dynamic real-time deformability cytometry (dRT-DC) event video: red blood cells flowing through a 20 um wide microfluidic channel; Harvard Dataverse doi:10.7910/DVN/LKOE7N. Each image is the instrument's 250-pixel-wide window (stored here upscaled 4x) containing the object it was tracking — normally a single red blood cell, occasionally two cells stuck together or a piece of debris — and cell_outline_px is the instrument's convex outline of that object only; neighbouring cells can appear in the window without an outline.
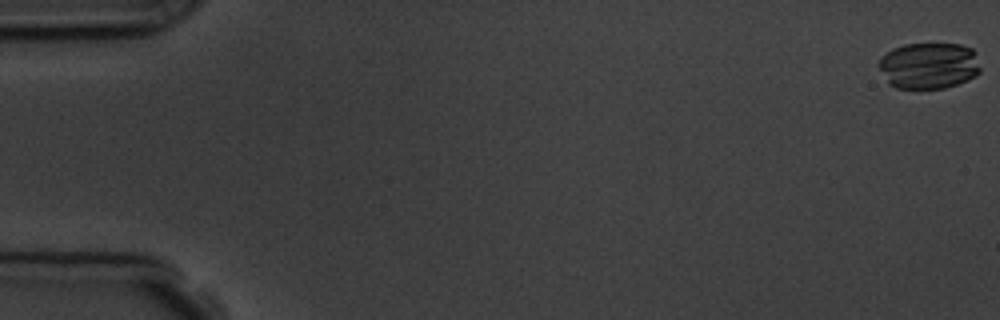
{"species": "common noctule bat (a hibernating species)", "species_latin": "Nyctalus noctula", "temperature_condition": "room temperature", "stored_images_in_passage": 5, "camera_frame_rate_fps": 3000, "um_per_image_px": 0.085, "animal": {"sex": "male", "body_mass_g": 19.5, "forearm_length_mm": 54.6}, "frame": {"image": 1, "passage_image": 1, "time_ms": 0.0, "image_size_px": [1000, 320], "cell_outline_px": [[980, 72], [976, 76], [968, 80], [944, 88], [896, 88], [888, 84], [876, 64], [880, 56], [892, 48], [904, 44], [960, 44], [972, 48], [976, 52], [980, 68]], "centroid_in_image_um": [78.92, 5.57], "position_along_channel_um": 6.1, "area_um2": 27.92}}